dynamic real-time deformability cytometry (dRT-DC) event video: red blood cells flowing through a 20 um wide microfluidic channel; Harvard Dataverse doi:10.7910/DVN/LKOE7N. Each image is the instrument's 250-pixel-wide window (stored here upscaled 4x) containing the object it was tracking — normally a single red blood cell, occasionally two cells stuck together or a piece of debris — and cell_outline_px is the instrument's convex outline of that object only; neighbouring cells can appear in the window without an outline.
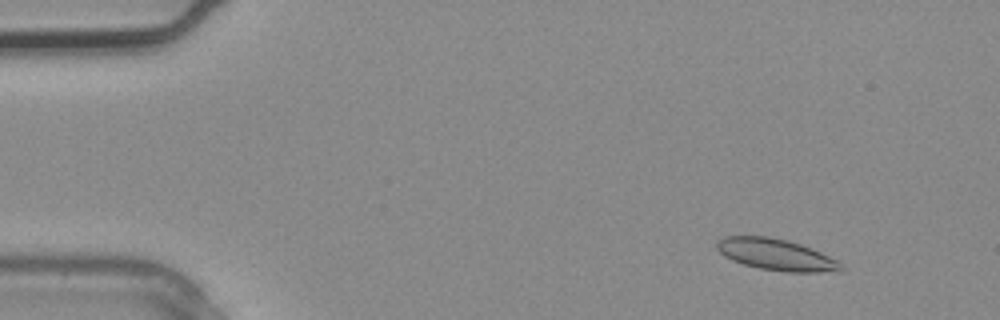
{"species": "common noctule bat (a hibernating species)", "species_latin": "Nyctalus noctula", "temperature_condition": "warm", "stored_images_in_passage": 2, "camera_frame_rate_fps": 3000, "um_per_image_px": 0.085, "animal": {"sex": "male", "body_mass_g": 20.4}, "frame": {"image": 1, "passage_image": 1, "time_ms": 0.0, "image_size_px": [1000, 320], "cell_outline_px": [[844, 268], [840, 272], [784, 272], [760, 268], [744, 264], [732, 260], [724, 256], [716, 248], [716, 240], [724, 236], [768, 236], [788, 240], [800, 244], [820, 252], [836, 260]], "centroid_in_image_um": [65.94, 21.64], "position_along_channel_um": 19.1, "area_um2": 22.77}}